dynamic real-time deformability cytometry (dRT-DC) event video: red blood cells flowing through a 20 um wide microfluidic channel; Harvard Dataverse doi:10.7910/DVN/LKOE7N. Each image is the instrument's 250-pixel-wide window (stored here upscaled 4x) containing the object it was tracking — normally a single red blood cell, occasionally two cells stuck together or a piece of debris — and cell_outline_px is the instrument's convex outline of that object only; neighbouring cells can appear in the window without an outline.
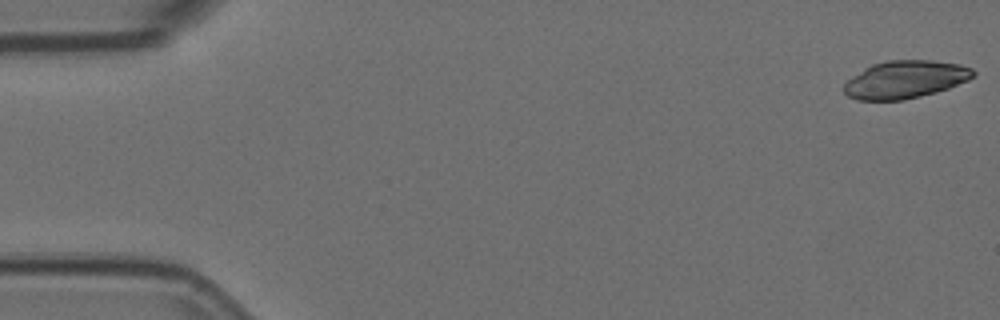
{"species": "Egyptian fruit bat (a non-hibernating species)", "species_latin": "Rousettus aegyptiacus", "temperature_condition": "room temperature", "stored_images_in_passage": 6, "camera_frame_rate_fps": 3000, "um_per_image_px": 0.085, "animal": {"sex": "female"}, "frame": {"image": 1, "passage_image": 1, "time_ms": 0.0, "image_size_px": [1000, 320], "cell_outline_px": [[976, 76], [968, 80], [948, 88], [936, 92], [904, 100], [856, 100], [848, 96], [844, 92], [844, 84], [852, 76], [864, 68], [872, 64], [888, 60], [932, 60], [960, 64], [972, 68], [976, 72]], "centroid_in_image_um": [76.96, 6.75], "position_along_channel_um": 8.0, "area_um2": 28.5}}
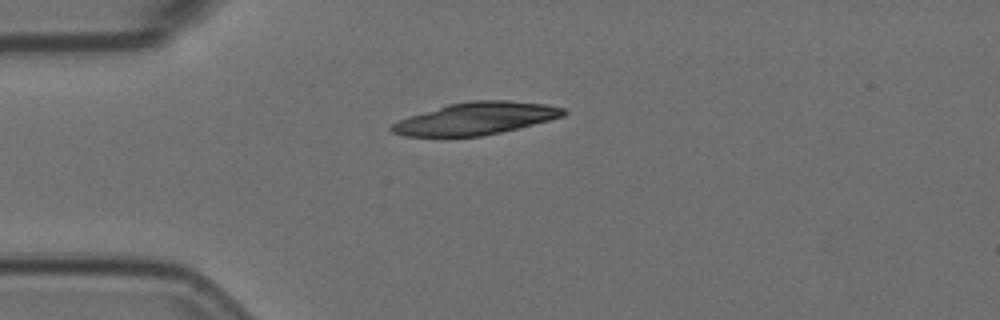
{"frame": {"image": 2, "passage_image": 5, "time_ms": 1.333, "image_size_px": [1000, 320], "cell_outline_px": [[568, 112], [564, 116], [520, 128], [480, 136], [404, 136], [392, 132], [388, 128], [392, 124], [400, 120], [448, 104], [472, 100], [508, 100], [548, 104], [564, 108]], "centroid_in_image_um": [40.51, 10.07], "position_along_channel_um": 44.5, "area_um2": 32.14}}